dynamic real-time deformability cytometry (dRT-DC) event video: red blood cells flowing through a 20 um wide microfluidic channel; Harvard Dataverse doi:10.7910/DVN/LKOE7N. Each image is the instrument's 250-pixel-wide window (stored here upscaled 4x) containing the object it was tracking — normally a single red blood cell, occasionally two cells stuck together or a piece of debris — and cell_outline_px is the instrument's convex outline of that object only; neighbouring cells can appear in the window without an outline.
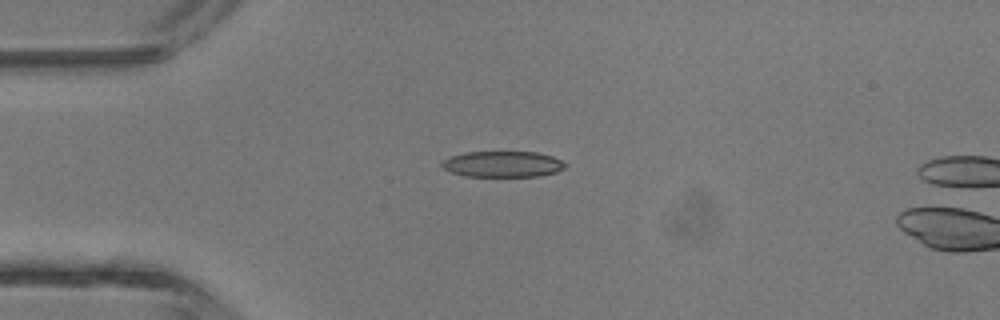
{"species": "common noctule bat (a hibernating species)", "species_latin": "Nyctalus noctula", "temperature_condition": "room temperature", "stored_images_in_passage": 3, "camera_frame_rate_fps": 3000, "um_per_image_px": 0.085, "animal": {"sex": "male", "body_mass_g": 13.3}, "frame": {"image": 1, "passage_image": 2, "time_ms": 2.333, "image_size_px": [1000, 320], "cell_outline_px": [[568, 164], [564, 168], [556, 172], [540, 176], [464, 176], [452, 172], [444, 168], [440, 164], [448, 156], [464, 152], [536, 152], [552, 156]], "centroid_in_image_um": [42.72, 13.94], "position_along_channel_um": 42.3, "area_um2": 18.67}}